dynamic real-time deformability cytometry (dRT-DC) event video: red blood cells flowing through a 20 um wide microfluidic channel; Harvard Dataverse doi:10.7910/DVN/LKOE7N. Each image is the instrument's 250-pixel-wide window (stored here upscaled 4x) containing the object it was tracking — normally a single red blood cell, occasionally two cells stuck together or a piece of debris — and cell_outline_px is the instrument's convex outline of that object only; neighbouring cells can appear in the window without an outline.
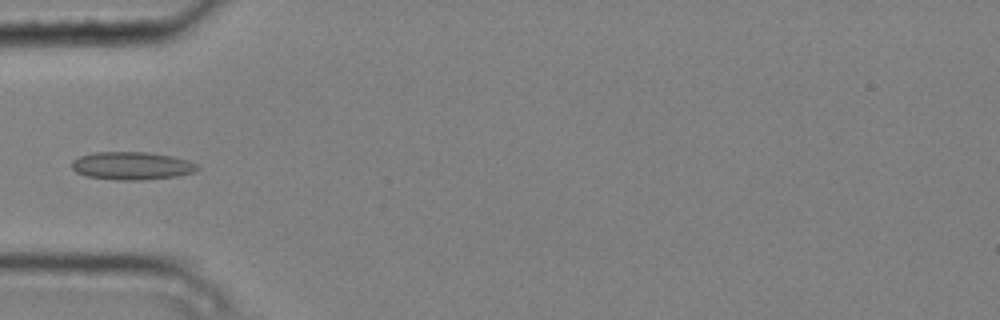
{"species": "common noctule bat (a hibernating species)", "species_latin": "Nyctalus noctula", "temperature_condition": "cold", "stored_images_in_passage": 6, "camera_frame_rate_fps": 3000, "um_per_image_px": 0.085, "animal": {"sex": "male", "body_mass_g": 20.4}, "frame": {"image": 1, "passage_image": 6, "time_ms": 1.667, "image_size_px": [1000, 320], "cell_outline_px": [[200, 168], [192, 172], [176, 176], [140, 180], [116, 180], [88, 176], [76, 172], [72, 168], [72, 160], [80, 156], [92, 152], [144, 152], [172, 156], [188, 160], [196, 164]], "centroid_in_image_um": [11.18, 14.08], "position_along_channel_um": 73.8, "area_um2": 20.29}}